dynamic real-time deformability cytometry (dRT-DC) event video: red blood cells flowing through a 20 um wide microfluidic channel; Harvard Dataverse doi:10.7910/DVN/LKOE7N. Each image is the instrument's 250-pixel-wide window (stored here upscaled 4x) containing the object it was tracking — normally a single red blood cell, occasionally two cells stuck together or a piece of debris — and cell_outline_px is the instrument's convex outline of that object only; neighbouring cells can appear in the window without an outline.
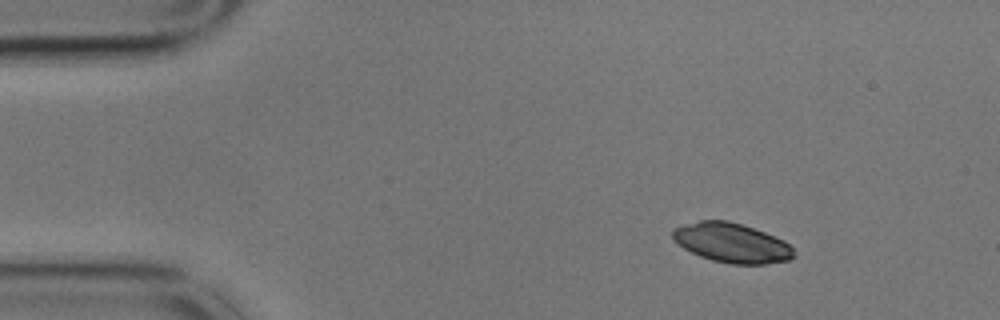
{"species": "common noctule bat (a hibernating species)", "species_latin": "Nyctalus noctula", "temperature_condition": "cold", "stored_images_in_passage": 53, "camera_frame_rate_fps": 3000, "um_per_image_px": 0.085, "animal": {"sex": "male", "body_mass_g": 17.9}, "frame": {"image": 1, "passage_image": 1, "time_ms": 0.0, "image_size_px": [1000, 320], "cell_outline_px": [[796, 256], [788, 260], [764, 264], [732, 264], [712, 260], [700, 256], [684, 248], [672, 240], [672, 228], [684, 224], [700, 220], [728, 220], [764, 232], [784, 240], [792, 248]], "centroid_in_image_um": [62.17, 20.64], "position_along_channel_um": 22.8, "area_um2": 27.86}}